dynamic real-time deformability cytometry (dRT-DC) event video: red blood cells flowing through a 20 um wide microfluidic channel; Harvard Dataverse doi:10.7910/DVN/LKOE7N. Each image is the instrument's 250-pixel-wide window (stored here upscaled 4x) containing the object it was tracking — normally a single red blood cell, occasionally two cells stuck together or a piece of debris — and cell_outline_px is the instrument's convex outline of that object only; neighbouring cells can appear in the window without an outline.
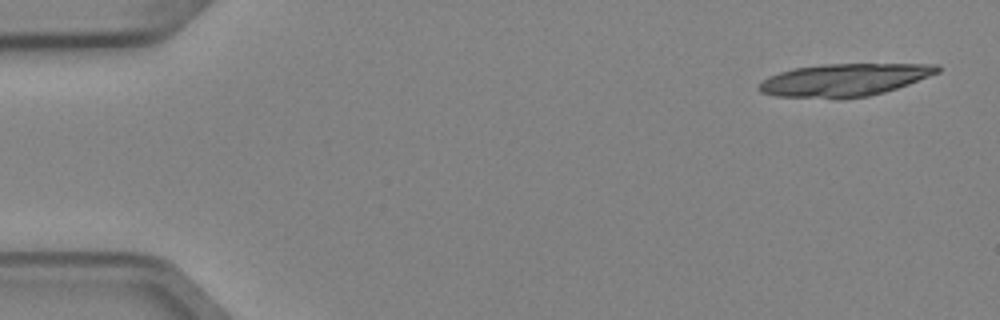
{"species": "Egyptian fruit bat (a non-hibernating species)", "species_latin": "Rousettus aegyptiacus", "temperature_condition": "cold", "stored_images_in_passage": 7, "camera_frame_rate_fps": 3000, "um_per_image_px": 0.085, "animal": {"sex": "female"}, "frame": {"image": 1, "passage_image": 1, "time_ms": 0.0, "image_size_px": [1000, 320], "cell_outline_px": [[940, 72], [908, 84], [884, 92], [868, 96], [840, 100], [776, 96], [760, 92], [756, 88], [768, 76], [792, 68], [824, 64], [940, 64]], "centroid_in_image_um": [71.74, 6.81], "position_along_channel_um": 13.3, "area_um2": 34.28}}
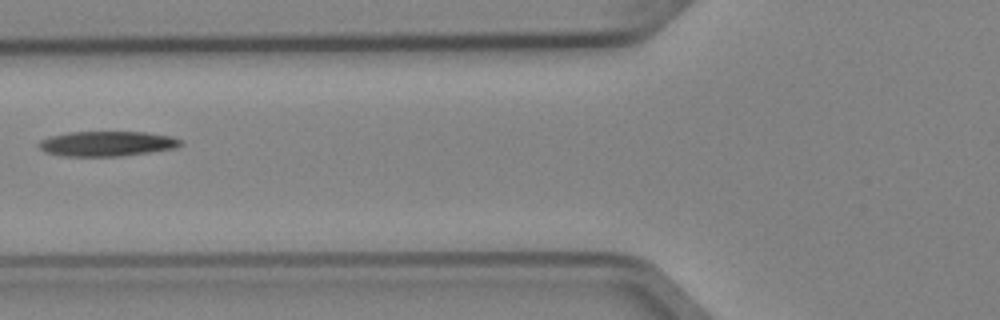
{"frame": {"image": 2, "passage_image": 6, "time_ms": 1.667, "image_size_px": [1000, 320], "cell_outline_px": [[184, 144], [176, 148], [120, 156], [64, 156], [44, 152], [36, 144], [40, 140], [52, 136], [68, 132], [148, 132], [172, 136], [184, 140]], "centroid_in_image_um": [9.12, 12.21], "position_along_channel_um": 116.7, "area_um2": 20.81}}
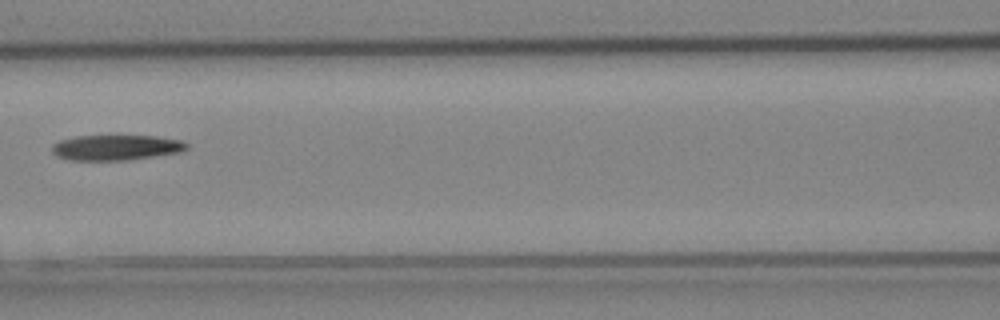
{"frame": {"image": 3, "passage_image": 7, "time_ms": 2.0, "image_size_px": [1000, 320], "cell_outline_px": [[188, 148], [180, 152], [124, 160], [68, 160], [56, 156], [52, 152], [52, 144], [60, 140], [76, 136], [156, 136], [184, 140], [188, 144]], "centroid_in_image_um": [9.85, 12.53], "position_along_channel_um": 156.7, "area_um2": 19.88}}